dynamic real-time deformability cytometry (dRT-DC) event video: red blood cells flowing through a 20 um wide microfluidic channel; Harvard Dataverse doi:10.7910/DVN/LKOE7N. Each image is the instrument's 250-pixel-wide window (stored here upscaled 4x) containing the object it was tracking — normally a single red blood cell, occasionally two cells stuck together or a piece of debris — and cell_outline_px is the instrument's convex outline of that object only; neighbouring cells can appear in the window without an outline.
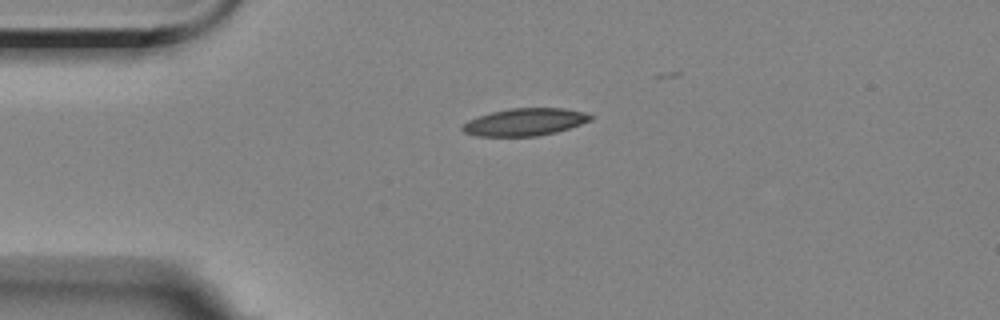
{"species": "Egyptian fruit bat (a non-hibernating species)", "species_latin": "Rousettus aegyptiacus", "temperature_condition": "room temperature", "stored_images_in_passage": 2, "camera_frame_rate_fps": 3000, "um_per_image_px": 0.085, "animal": {"sex": "female"}, "frame": {"image": 1, "passage_image": 1, "time_ms": 0.0, "image_size_px": [1000, 320], "cell_outline_px": [[592, 120], [556, 132], [536, 136], [476, 136], [464, 132], [460, 128], [468, 120], [492, 112], [508, 108], [564, 108], [584, 112], [592, 116]], "centroid_in_image_um": [44.6, 10.37], "position_along_channel_um": 40.4, "area_um2": 20.29}}